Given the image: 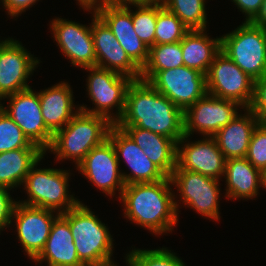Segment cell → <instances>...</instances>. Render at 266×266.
Returning a JSON list of instances; mask_svg holds the SVG:
<instances>
[{
  "instance_id": "obj_1",
  "label": "cell",
  "mask_w": 266,
  "mask_h": 266,
  "mask_svg": "<svg viewBox=\"0 0 266 266\" xmlns=\"http://www.w3.org/2000/svg\"><path fill=\"white\" fill-rule=\"evenodd\" d=\"M117 126H136L178 141L184 136L183 111L149 82L133 80Z\"/></svg>"
},
{
  "instance_id": "obj_2",
  "label": "cell",
  "mask_w": 266,
  "mask_h": 266,
  "mask_svg": "<svg viewBox=\"0 0 266 266\" xmlns=\"http://www.w3.org/2000/svg\"><path fill=\"white\" fill-rule=\"evenodd\" d=\"M170 177L156 182L125 185L120 200L124 203V217L136 225L160 235L172 232L178 221L179 204L171 191Z\"/></svg>"
},
{
  "instance_id": "obj_3",
  "label": "cell",
  "mask_w": 266,
  "mask_h": 266,
  "mask_svg": "<svg viewBox=\"0 0 266 266\" xmlns=\"http://www.w3.org/2000/svg\"><path fill=\"white\" fill-rule=\"evenodd\" d=\"M112 121L101 115L78 111L77 114L53 135L47 149L57 155V160L72 159L76 166L86 154L108 139Z\"/></svg>"
},
{
  "instance_id": "obj_4",
  "label": "cell",
  "mask_w": 266,
  "mask_h": 266,
  "mask_svg": "<svg viewBox=\"0 0 266 266\" xmlns=\"http://www.w3.org/2000/svg\"><path fill=\"white\" fill-rule=\"evenodd\" d=\"M68 223L85 266H117L111 260L114 247L108 228L85 204L79 202L68 211Z\"/></svg>"
},
{
  "instance_id": "obj_5",
  "label": "cell",
  "mask_w": 266,
  "mask_h": 266,
  "mask_svg": "<svg viewBox=\"0 0 266 266\" xmlns=\"http://www.w3.org/2000/svg\"><path fill=\"white\" fill-rule=\"evenodd\" d=\"M43 157L44 155L26 175L23 184L29 199L20 203L55 212L57 210L59 214L66 213L80 202L73 195H68L69 172L53 168L37 169L36 166Z\"/></svg>"
},
{
  "instance_id": "obj_6",
  "label": "cell",
  "mask_w": 266,
  "mask_h": 266,
  "mask_svg": "<svg viewBox=\"0 0 266 266\" xmlns=\"http://www.w3.org/2000/svg\"><path fill=\"white\" fill-rule=\"evenodd\" d=\"M221 51L254 81L266 74V27L245 22L221 37Z\"/></svg>"
},
{
  "instance_id": "obj_7",
  "label": "cell",
  "mask_w": 266,
  "mask_h": 266,
  "mask_svg": "<svg viewBox=\"0 0 266 266\" xmlns=\"http://www.w3.org/2000/svg\"><path fill=\"white\" fill-rule=\"evenodd\" d=\"M84 69L90 72L87 79V94L96 108L89 109L82 105L78 107L79 110L104 116L115 124L124 113L126 92L133 79L97 66ZM114 107L118 110L115 116L110 112V109L113 110Z\"/></svg>"
},
{
  "instance_id": "obj_8",
  "label": "cell",
  "mask_w": 266,
  "mask_h": 266,
  "mask_svg": "<svg viewBox=\"0 0 266 266\" xmlns=\"http://www.w3.org/2000/svg\"><path fill=\"white\" fill-rule=\"evenodd\" d=\"M206 84L208 94L236 101L243 108H249L253 101L254 80L222 51L208 69Z\"/></svg>"
},
{
  "instance_id": "obj_9",
  "label": "cell",
  "mask_w": 266,
  "mask_h": 266,
  "mask_svg": "<svg viewBox=\"0 0 266 266\" xmlns=\"http://www.w3.org/2000/svg\"><path fill=\"white\" fill-rule=\"evenodd\" d=\"M184 205L210 219L219 220V180L198 172L181 169L178 165L170 175Z\"/></svg>"
},
{
  "instance_id": "obj_10",
  "label": "cell",
  "mask_w": 266,
  "mask_h": 266,
  "mask_svg": "<svg viewBox=\"0 0 266 266\" xmlns=\"http://www.w3.org/2000/svg\"><path fill=\"white\" fill-rule=\"evenodd\" d=\"M149 83L183 112L207 94L206 75L185 65L161 70Z\"/></svg>"
},
{
  "instance_id": "obj_11",
  "label": "cell",
  "mask_w": 266,
  "mask_h": 266,
  "mask_svg": "<svg viewBox=\"0 0 266 266\" xmlns=\"http://www.w3.org/2000/svg\"><path fill=\"white\" fill-rule=\"evenodd\" d=\"M10 99L9 105L0 108L22 129L32 144L37 145L45 153L50 147L53 134L47 129L41 112L39 92L28 88L4 99Z\"/></svg>"
},
{
  "instance_id": "obj_12",
  "label": "cell",
  "mask_w": 266,
  "mask_h": 266,
  "mask_svg": "<svg viewBox=\"0 0 266 266\" xmlns=\"http://www.w3.org/2000/svg\"><path fill=\"white\" fill-rule=\"evenodd\" d=\"M240 106L236 101L207 93L183 112L184 135L190 137L197 130L205 138L212 137L235 118Z\"/></svg>"
},
{
  "instance_id": "obj_13",
  "label": "cell",
  "mask_w": 266,
  "mask_h": 266,
  "mask_svg": "<svg viewBox=\"0 0 266 266\" xmlns=\"http://www.w3.org/2000/svg\"><path fill=\"white\" fill-rule=\"evenodd\" d=\"M76 167L107 196H114L116 189H119L121 196L125 182L119 170L114 145L109 138L92 148Z\"/></svg>"
},
{
  "instance_id": "obj_14",
  "label": "cell",
  "mask_w": 266,
  "mask_h": 266,
  "mask_svg": "<svg viewBox=\"0 0 266 266\" xmlns=\"http://www.w3.org/2000/svg\"><path fill=\"white\" fill-rule=\"evenodd\" d=\"M129 3H102L94 7L107 24L129 58L142 70L149 57V47L138 37L132 23Z\"/></svg>"
},
{
  "instance_id": "obj_15",
  "label": "cell",
  "mask_w": 266,
  "mask_h": 266,
  "mask_svg": "<svg viewBox=\"0 0 266 266\" xmlns=\"http://www.w3.org/2000/svg\"><path fill=\"white\" fill-rule=\"evenodd\" d=\"M81 8L94 11L91 32L94 40L96 66L115 71L133 80H140L141 69L129 58L111 29L96 14L94 7Z\"/></svg>"
},
{
  "instance_id": "obj_16",
  "label": "cell",
  "mask_w": 266,
  "mask_h": 266,
  "mask_svg": "<svg viewBox=\"0 0 266 266\" xmlns=\"http://www.w3.org/2000/svg\"><path fill=\"white\" fill-rule=\"evenodd\" d=\"M58 215L59 213L49 209L16 202L11 219H15L18 239L30 259L34 260L44 249Z\"/></svg>"
},
{
  "instance_id": "obj_17",
  "label": "cell",
  "mask_w": 266,
  "mask_h": 266,
  "mask_svg": "<svg viewBox=\"0 0 266 266\" xmlns=\"http://www.w3.org/2000/svg\"><path fill=\"white\" fill-rule=\"evenodd\" d=\"M39 60L28 53L24 46L8 38L0 46V100L30 88L27 79Z\"/></svg>"
},
{
  "instance_id": "obj_18",
  "label": "cell",
  "mask_w": 266,
  "mask_h": 266,
  "mask_svg": "<svg viewBox=\"0 0 266 266\" xmlns=\"http://www.w3.org/2000/svg\"><path fill=\"white\" fill-rule=\"evenodd\" d=\"M53 32L62 53L71 60L73 66L87 68L96 66L94 40L90 27L65 19L51 21Z\"/></svg>"
},
{
  "instance_id": "obj_19",
  "label": "cell",
  "mask_w": 266,
  "mask_h": 266,
  "mask_svg": "<svg viewBox=\"0 0 266 266\" xmlns=\"http://www.w3.org/2000/svg\"><path fill=\"white\" fill-rule=\"evenodd\" d=\"M187 138L189 139V136L184 135L177 143V165L181 169L198 172L217 180L224 176L226 158L215 139L207 137L190 143Z\"/></svg>"
},
{
  "instance_id": "obj_20",
  "label": "cell",
  "mask_w": 266,
  "mask_h": 266,
  "mask_svg": "<svg viewBox=\"0 0 266 266\" xmlns=\"http://www.w3.org/2000/svg\"><path fill=\"white\" fill-rule=\"evenodd\" d=\"M108 138L114 145L118 162L123 158L131 169V174L122 173L125 185L156 182L167 176L144 154L134 140L117 125L110 129ZM122 156V157H121ZM121 157V158H120Z\"/></svg>"
},
{
  "instance_id": "obj_21",
  "label": "cell",
  "mask_w": 266,
  "mask_h": 266,
  "mask_svg": "<svg viewBox=\"0 0 266 266\" xmlns=\"http://www.w3.org/2000/svg\"><path fill=\"white\" fill-rule=\"evenodd\" d=\"M48 266H85L79 259L68 223V211L59 214L51 227L44 249L33 260Z\"/></svg>"
},
{
  "instance_id": "obj_22",
  "label": "cell",
  "mask_w": 266,
  "mask_h": 266,
  "mask_svg": "<svg viewBox=\"0 0 266 266\" xmlns=\"http://www.w3.org/2000/svg\"><path fill=\"white\" fill-rule=\"evenodd\" d=\"M123 129L144 154L167 176L177 166V142L166 136L136 126H118Z\"/></svg>"
},
{
  "instance_id": "obj_23",
  "label": "cell",
  "mask_w": 266,
  "mask_h": 266,
  "mask_svg": "<svg viewBox=\"0 0 266 266\" xmlns=\"http://www.w3.org/2000/svg\"><path fill=\"white\" fill-rule=\"evenodd\" d=\"M244 109L247 110L244 116L237 114L231 122L212 136L226 160L246 157L253 131L260 123L249 108Z\"/></svg>"
},
{
  "instance_id": "obj_24",
  "label": "cell",
  "mask_w": 266,
  "mask_h": 266,
  "mask_svg": "<svg viewBox=\"0 0 266 266\" xmlns=\"http://www.w3.org/2000/svg\"><path fill=\"white\" fill-rule=\"evenodd\" d=\"M73 99L70 85L62 81L57 85L40 91L39 101L42 118L47 129L53 135L61 130L79 111V108H77L74 112Z\"/></svg>"
},
{
  "instance_id": "obj_25",
  "label": "cell",
  "mask_w": 266,
  "mask_h": 266,
  "mask_svg": "<svg viewBox=\"0 0 266 266\" xmlns=\"http://www.w3.org/2000/svg\"><path fill=\"white\" fill-rule=\"evenodd\" d=\"M224 177L226 197L232 199H252L261 188V172L246 157L226 160Z\"/></svg>"
},
{
  "instance_id": "obj_26",
  "label": "cell",
  "mask_w": 266,
  "mask_h": 266,
  "mask_svg": "<svg viewBox=\"0 0 266 266\" xmlns=\"http://www.w3.org/2000/svg\"><path fill=\"white\" fill-rule=\"evenodd\" d=\"M181 50L184 65L206 75L221 51V37L212 39L205 30H189L181 40Z\"/></svg>"
},
{
  "instance_id": "obj_27",
  "label": "cell",
  "mask_w": 266,
  "mask_h": 266,
  "mask_svg": "<svg viewBox=\"0 0 266 266\" xmlns=\"http://www.w3.org/2000/svg\"><path fill=\"white\" fill-rule=\"evenodd\" d=\"M45 152L40 148H19L0 153V186L12 189L23 185L31 167Z\"/></svg>"
},
{
  "instance_id": "obj_28",
  "label": "cell",
  "mask_w": 266,
  "mask_h": 266,
  "mask_svg": "<svg viewBox=\"0 0 266 266\" xmlns=\"http://www.w3.org/2000/svg\"><path fill=\"white\" fill-rule=\"evenodd\" d=\"M181 41L155 44L149 48V57L141 70L140 79L149 82L159 71L183 66Z\"/></svg>"
},
{
  "instance_id": "obj_29",
  "label": "cell",
  "mask_w": 266,
  "mask_h": 266,
  "mask_svg": "<svg viewBox=\"0 0 266 266\" xmlns=\"http://www.w3.org/2000/svg\"><path fill=\"white\" fill-rule=\"evenodd\" d=\"M162 4L189 30H206L205 0H162Z\"/></svg>"
},
{
  "instance_id": "obj_30",
  "label": "cell",
  "mask_w": 266,
  "mask_h": 266,
  "mask_svg": "<svg viewBox=\"0 0 266 266\" xmlns=\"http://www.w3.org/2000/svg\"><path fill=\"white\" fill-rule=\"evenodd\" d=\"M189 29L173 13L157 2V20L155 28V44L180 42Z\"/></svg>"
},
{
  "instance_id": "obj_31",
  "label": "cell",
  "mask_w": 266,
  "mask_h": 266,
  "mask_svg": "<svg viewBox=\"0 0 266 266\" xmlns=\"http://www.w3.org/2000/svg\"><path fill=\"white\" fill-rule=\"evenodd\" d=\"M137 7L132 12L135 33L150 48L155 45V28L157 20V2L129 3Z\"/></svg>"
},
{
  "instance_id": "obj_32",
  "label": "cell",
  "mask_w": 266,
  "mask_h": 266,
  "mask_svg": "<svg viewBox=\"0 0 266 266\" xmlns=\"http://www.w3.org/2000/svg\"><path fill=\"white\" fill-rule=\"evenodd\" d=\"M128 266H185L184 262L167 248L140 250L126 254Z\"/></svg>"
},
{
  "instance_id": "obj_33",
  "label": "cell",
  "mask_w": 266,
  "mask_h": 266,
  "mask_svg": "<svg viewBox=\"0 0 266 266\" xmlns=\"http://www.w3.org/2000/svg\"><path fill=\"white\" fill-rule=\"evenodd\" d=\"M19 148H39L32 144L22 129L0 108V153Z\"/></svg>"
},
{
  "instance_id": "obj_34",
  "label": "cell",
  "mask_w": 266,
  "mask_h": 266,
  "mask_svg": "<svg viewBox=\"0 0 266 266\" xmlns=\"http://www.w3.org/2000/svg\"><path fill=\"white\" fill-rule=\"evenodd\" d=\"M246 159L260 171L266 167V123L260 122L255 127Z\"/></svg>"
},
{
  "instance_id": "obj_35",
  "label": "cell",
  "mask_w": 266,
  "mask_h": 266,
  "mask_svg": "<svg viewBox=\"0 0 266 266\" xmlns=\"http://www.w3.org/2000/svg\"><path fill=\"white\" fill-rule=\"evenodd\" d=\"M249 109L260 122L266 123V74L254 81V97Z\"/></svg>"
},
{
  "instance_id": "obj_36",
  "label": "cell",
  "mask_w": 266,
  "mask_h": 266,
  "mask_svg": "<svg viewBox=\"0 0 266 266\" xmlns=\"http://www.w3.org/2000/svg\"><path fill=\"white\" fill-rule=\"evenodd\" d=\"M6 187L0 186V231L12 223V212L17 201H13Z\"/></svg>"
},
{
  "instance_id": "obj_37",
  "label": "cell",
  "mask_w": 266,
  "mask_h": 266,
  "mask_svg": "<svg viewBox=\"0 0 266 266\" xmlns=\"http://www.w3.org/2000/svg\"><path fill=\"white\" fill-rule=\"evenodd\" d=\"M234 4L245 13V22H251L259 13L264 0H232Z\"/></svg>"
},
{
  "instance_id": "obj_38",
  "label": "cell",
  "mask_w": 266,
  "mask_h": 266,
  "mask_svg": "<svg viewBox=\"0 0 266 266\" xmlns=\"http://www.w3.org/2000/svg\"><path fill=\"white\" fill-rule=\"evenodd\" d=\"M38 0H1L4 9L7 10L8 15L12 17H18L27 8H30Z\"/></svg>"
},
{
  "instance_id": "obj_39",
  "label": "cell",
  "mask_w": 266,
  "mask_h": 266,
  "mask_svg": "<svg viewBox=\"0 0 266 266\" xmlns=\"http://www.w3.org/2000/svg\"><path fill=\"white\" fill-rule=\"evenodd\" d=\"M251 23L257 26L266 27V0L263 1L259 13Z\"/></svg>"
},
{
  "instance_id": "obj_40",
  "label": "cell",
  "mask_w": 266,
  "mask_h": 266,
  "mask_svg": "<svg viewBox=\"0 0 266 266\" xmlns=\"http://www.w3.org/2000/svg\"><path fill=\"white\" fill-rule=\"evenodd\" d=\"M82 7H95L102 3L112 2V0H77Z\"/></svg>"
},
{
  "instance_id": "obj_41",
  "label": "cell",
  "mask_w": 266,
  "mask_h": 266,
  "mask_svg": "<svg viewBox=\"0 0 266 266\" xmlns=\"http://www.w3.org/2000/svg\"><path fill=\"white\" fill-rule=\"evenodd\" d=\"M112 2L117 4H124V3L162 2V0H112Z\"/></svg>"
},
{
  "instance_id": "obj_42",
  "label": "cell",
  "mask_w": 266,
  "mask_h": 266,
  "mask_svg": "<svg viewBox=\"0 0 266 266\" xmlns=\"http://www.w3.org/2000/svg\"><path fill=\"white\" fill-rule=\"evenodd\" d=\"M260 172H261V187L266 188V167H264Z\"/></svg>"
},
{
  "instance_id": "obj_43",
  "label": "cell",
  "mask_w": 266,
  "mask_h": 266,
  "mask_svg": "<svg viewBox=\"0 0 266 266\" xmlns=\"http://www.w3.org/2000/svg\"><path fill=\"white\" fill-rule=\"evenodd\" d=\"M5 41H6V40H4V41H3V40H2V41H0V46H1V45H2V44L5 42Z\"/></svg>"
}]
</instances>
